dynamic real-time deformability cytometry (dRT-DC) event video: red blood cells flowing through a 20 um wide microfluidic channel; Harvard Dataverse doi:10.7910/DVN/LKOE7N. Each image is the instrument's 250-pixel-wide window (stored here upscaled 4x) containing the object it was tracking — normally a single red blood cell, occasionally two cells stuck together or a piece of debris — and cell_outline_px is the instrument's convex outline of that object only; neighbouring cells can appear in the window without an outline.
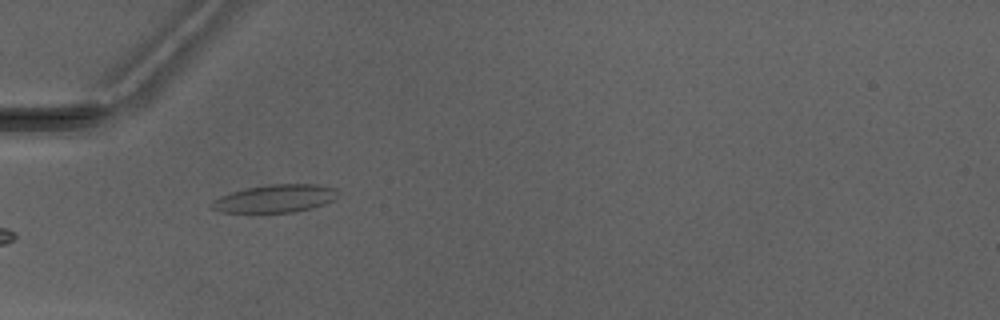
{"species": "Egyptian fruit bat (a non-hibernating species)", "species_latin": "Rousettus aegyptiacus", "temperature_condition": "warm", "stored_images_in_passage": 8, "camera_frame_rate_fps": 3000, "um_per_image_px": 0.085, "animal": {"sex": "male"}, "frame": {"image": 1, "passage_image": 5, "time_ms": 6.0, "image_size_px": [1000, 320], "cell_outline_px": [[336, 196], [332, 200], [324, 204], [296, 212], [224, 212], [212, 208], [208, 204], [212, 200], [220, 196], [244, 188], [268, 184], [316, 184], [336, 188]], "centroid_in_image_um": [23.35, 16.87], "position_along_channel_um": 61.7, "area_um2": 20.4}}
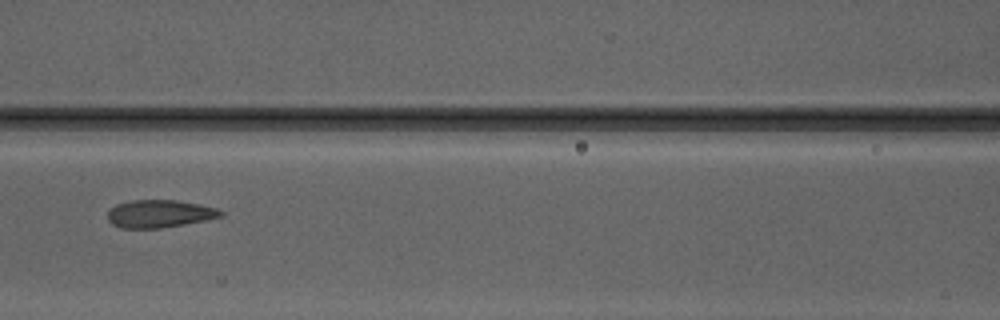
{"frame": {"image": 2, "passage_image": 7, "time_ms": 8.333, "image_size_px": [1000, 320], "cell_outline_px": [[224, 216], [184, 224], [160, 228], [120, 228], [112, 224], [108, 220], [108, 208], [116, 204], [132, 200], [176, 200], [200, 204], [216, 208], [224, 212]], "centroid_in_image_um": [13.53, 18.16], "position_along_channel_um": 153.1, "area_um2": 18.32}}
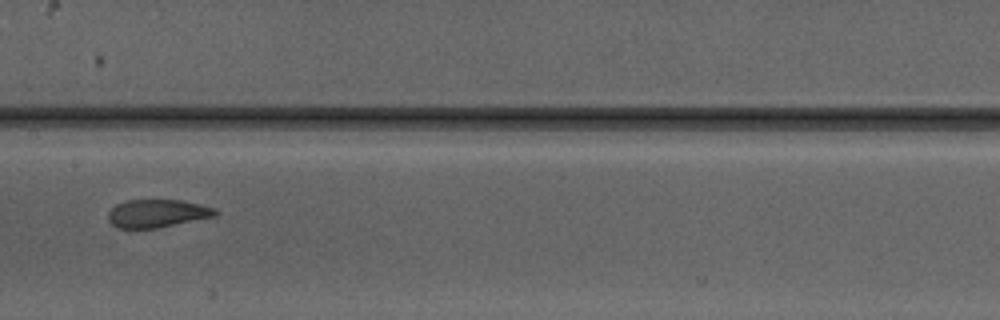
{"frame": {"image": 3, "passage_image": 8, "time_ms": 9.333, "image_size_px": [1000, 320], "cell_outline_px": [[220, 212], [212, 216], [156, 228], [116, 228], [108, 220], [108, 212], [116, 204], [128, 200], [180, 200], [216, 208]], "centroid_in_image_um": [13.32, 18.13], "position_along_channel_um": 194.1, "area_um2": 17.22}}